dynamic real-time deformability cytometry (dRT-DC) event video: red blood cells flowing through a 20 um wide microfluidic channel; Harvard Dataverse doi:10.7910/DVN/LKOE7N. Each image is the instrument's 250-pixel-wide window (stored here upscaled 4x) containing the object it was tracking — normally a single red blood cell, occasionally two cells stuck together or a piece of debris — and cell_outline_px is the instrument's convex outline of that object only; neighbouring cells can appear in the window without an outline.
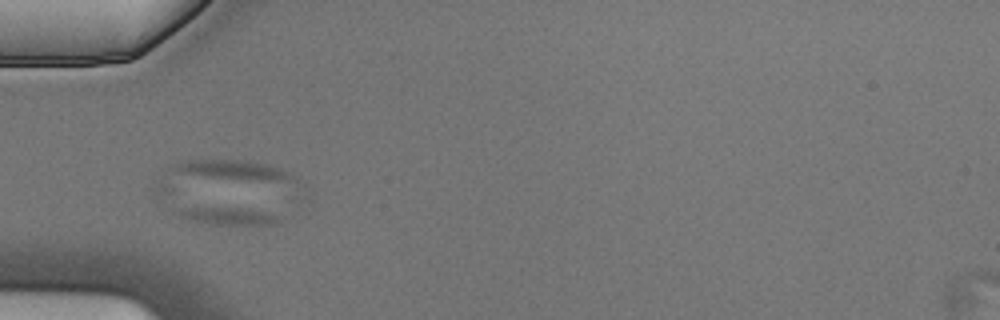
{"species": "Egyptian fruit bat (a non-hibernating species)", "species_latin": "Rousettus aegyptiacus", "temperature_condition": "cold", "stored_images_in_passage": 4, "camera_frame_rate_fps": 3000, "um_per_image_px": 0.085, "animal": {"sex": "male"}, "frame": {"image": 1, "passage_image": 4, "time_ms": 1.0, "image_size_px": [1000, 320], "cell_outline_px": [[284, 216], [280, 220], [268, 224], [212, 224], [188, 220], [172, 212], [168, 208], [240, 208], [284, 212]], "centroid_in_image_um": [19.45, 18.33], "position_along_channel_um": 65.5, "area_um2": 10.75}}